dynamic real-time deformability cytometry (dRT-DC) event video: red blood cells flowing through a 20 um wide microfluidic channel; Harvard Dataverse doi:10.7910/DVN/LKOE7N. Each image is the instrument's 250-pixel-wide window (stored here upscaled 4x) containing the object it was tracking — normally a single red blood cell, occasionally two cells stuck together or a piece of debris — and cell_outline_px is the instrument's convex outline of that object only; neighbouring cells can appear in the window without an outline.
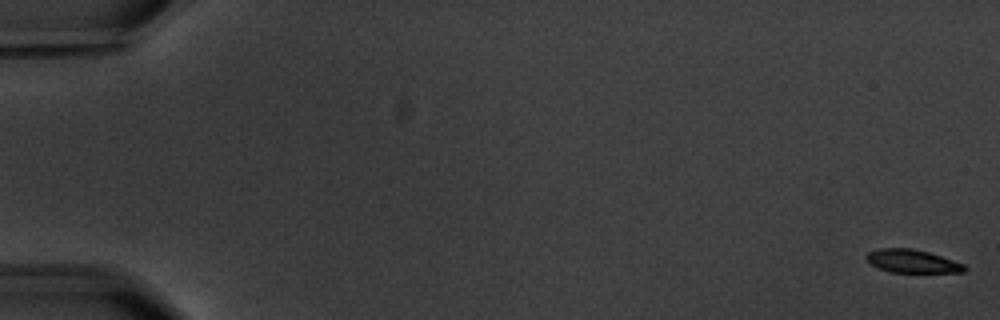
{"species": "common noctule bat (a hibernating species)", "species_latin": "Nyctalus noctula", "temperature_condition": "warm", "stored_images_in_passage": 10, "camera_frame_rate_fps": 3000, "um_per_image_px": 0.085, "animal": {"sex": "male", "body_mass_g": 20.1, "forearm_length_mm": 53.5}, "frame": {"image": 1, "passage_image": 1, "time_ms": 0.0, "image_size_px": [1000, 320], "cell_outline_px": [[968, 268], [964, 272], [892, 272], [880, 268], [872, 264], [864, 256], [868, 252], [876, 248], [912, 248], [928, 252], [964, 264]], "centroid_in_image_um": [77.53, 22.19], "position_along_channel_um": 7.5, "area_um2": 13.12}}
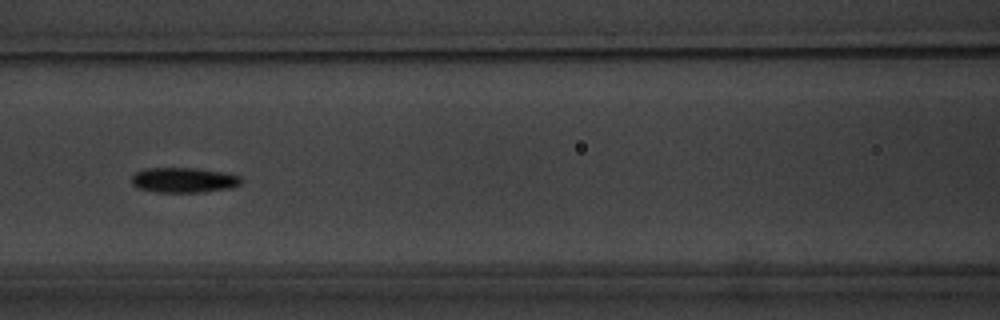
{"frame": {"image": 2, "passage_image": 8, "time_ms": 8.667, "image_size_px": [1000, 320], "cell_outline_px": [[240, 184], [232, 188], [204, 192], [156, 192], [136, 188], [132, 184], [132, 176], [136, 172], [144, 168], [196, 168], [228, 172], [240, 176]], "centroid_in_image_um": [15.62, 15.3], "position_along_channel_um": 151.0, "area_um2": 16.24}}
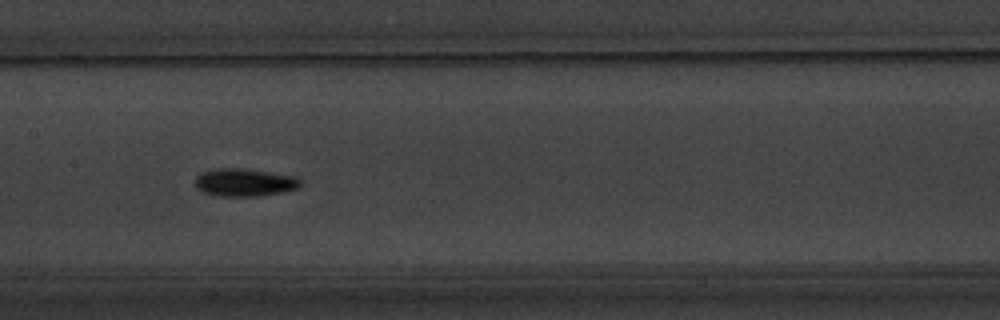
{"frame": {"image": 3, "passage_image": 9, "time_ms": 9.667, "image_size_px": [1000, 320], "cell_outline_px": [[304, 184], [300, 188], [284, 192], [260, 196], [220, 196], [204, 192], [196, 188], [196, 176], [200, 172], [216, 168], [244, 168], [296, 176]], "centroid_in_image_um": [20.83, 15.5], "position_along_channel_um": 186.6, "area_um2": 17.34}}